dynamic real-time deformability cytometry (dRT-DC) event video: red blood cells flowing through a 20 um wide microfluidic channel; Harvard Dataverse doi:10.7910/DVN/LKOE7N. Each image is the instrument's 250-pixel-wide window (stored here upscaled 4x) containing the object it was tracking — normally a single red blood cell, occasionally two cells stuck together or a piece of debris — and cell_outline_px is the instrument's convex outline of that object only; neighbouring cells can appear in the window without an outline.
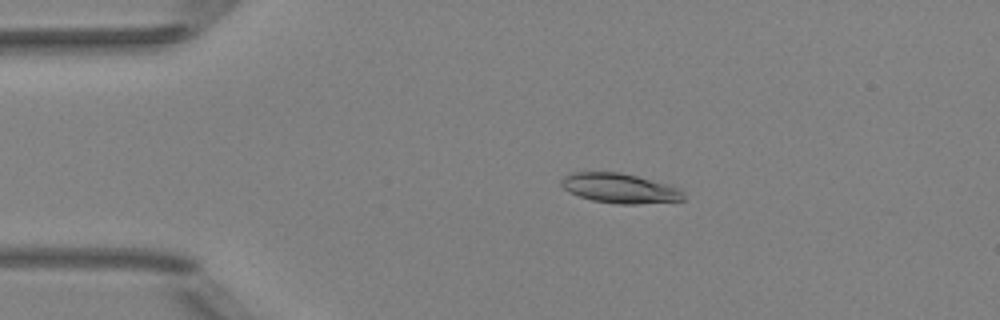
{"species": "Egyptian fruit bat (a non-hibernating species)", "species_latin": "Rousettus aegyptiacus", "temperature_condition": "room temperature", "stored_images_in_passage": 43, "camera_frame_rate_fps": 3000, "um_per_image_px": 0.085, "animal": {"sex": "female"}, "frame": {"image": 1, "passage_image": 2, "time_ms": 0.333, "image_size_px": [1000, 320], "cell_outline_px": [[684, 200], [636, 204], [616, 204], [592, 200], [568, 192], [560, 184], [560, 180], [564, 176], [572, 172], [620, 172], [668, 184], [680, 188], [684, 192]], "centroid_in_image_um": [52.67, 16.0], "position_along_channel_um": 32.3, "area_um2": 21.21}}
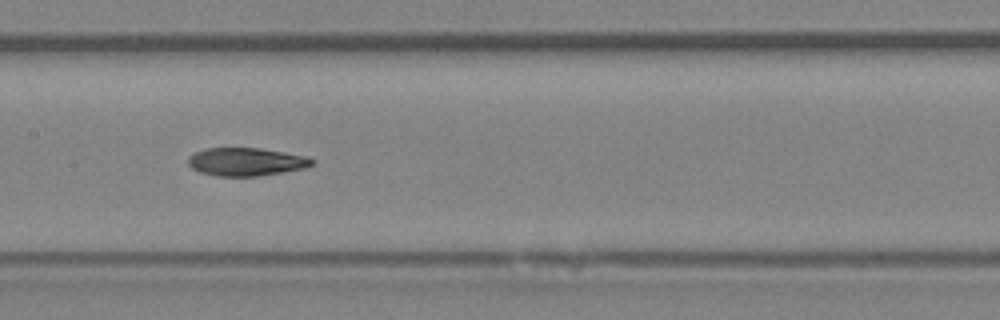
{"frame": {"image": 2, "passage_image": 17, "time_ms": 5.333, "image_size_px": [1000, 320], "cell_outline_px": [[316, 160], [312, 164], [304, 168], [284, 172], [256, 176], [216, 176], [200, 172], [192, 168], [188, 164], [188, 156], [204, 148], [260, 148], [308, 156]], "centroid_in_image_um": [20.92, 13.75], "position_along_channel_um": 186.5, "area_um2": 20.35}}
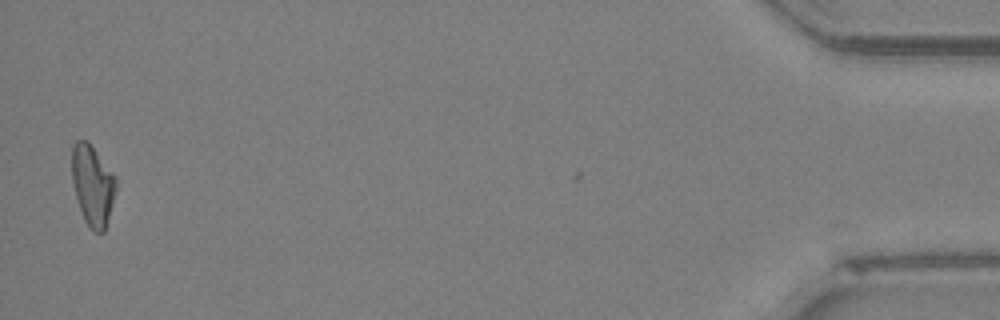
{"frame": {"image": 3, "passage_image": 42, "time_ms": 13.667, "image_size_px": [1000, 320], "cell_outline_px": [[116, 188], [112, 204], [104, 232], [92, 232], [88, 228], [84, 220], [76, 196], [72, 180], [72, 144], [76, 140], [84, 140], [96, 152], [116, 176]], "centroid_in_image_um": [7.86, 15.78], "position_along_channel_um": 427.3, "area_um2": 20.4}, "authors_computed_cell_mechanics": {"area_um2": 20.5768, "velocity_mm_per_s": 4.0175, "shape_relaxation_time_tau1_ms": null, "shape_relaxation_time_tau2_ms": 6.8729, "deformation_change_tau1": null, "deformation_change_tau2": 0.1527}}